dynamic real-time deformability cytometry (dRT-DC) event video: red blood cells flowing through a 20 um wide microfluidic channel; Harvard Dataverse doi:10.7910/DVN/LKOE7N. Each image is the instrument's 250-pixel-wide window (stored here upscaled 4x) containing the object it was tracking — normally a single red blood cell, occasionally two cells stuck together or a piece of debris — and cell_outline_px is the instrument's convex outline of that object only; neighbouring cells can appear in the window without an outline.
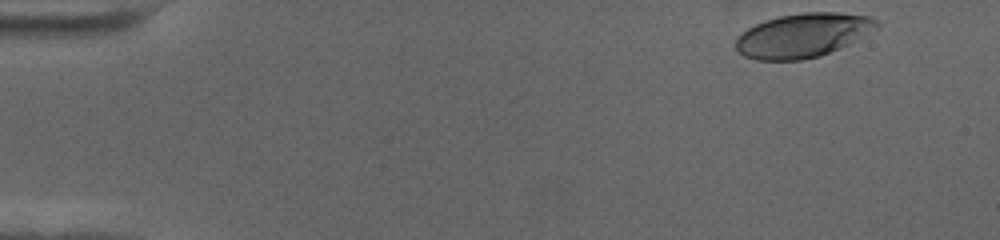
{"species": "human", "species_latin": "Homo sapiens", "temperature_condition": "cold", "stored_images_in_passage": 55, "camera_frame_rate_fps": 3000, "um_per_image_px": 0.085, "donor": {"sex": "female"}, "frame": {"image": 1, "passage_image": 1, "time_ms": 0.0, "image_size_px": [1000, 240], "cell_outline_px": [[880, 28], [840, 48], [820, 56], [800, 60], [756, 60], [744, 56], [736, 52], [736, 40], [748, 28], [764, 20], [780, 16], [804, 12], [836, 12], [868, 16], [880, 20]], "centroid_in_image_um": [68.28, 3.0], "position_along_channel_um": 16.7, "area_um2": 36.3}}
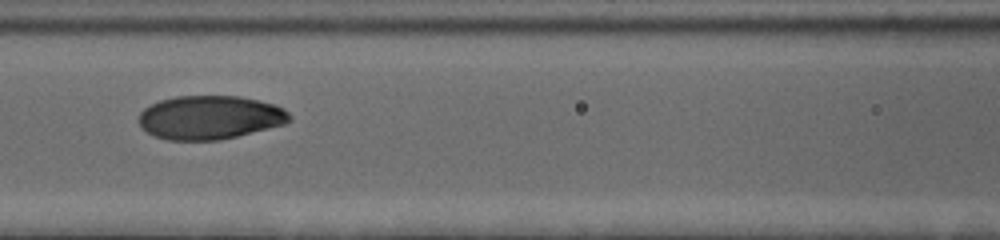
{"frame": {"image": 2, "passage_image": 23, "time_ms": 7.333, "image_size_px": [1000, 240], "cell_outline_px": [[292, 120], [284, 124], [236, 136], [216, 140], [168, 140], [156, 136], [148, 132], [140, 124], [140, 112], [144, 108], [160, 100], [176, 96], [240, 96], [260, 100], [284, 108], [292, 116]], "centroid_in_image_um": [17.87, 9.97], "position_along_channel_um": 148.7, "area_um2": 38.15}}
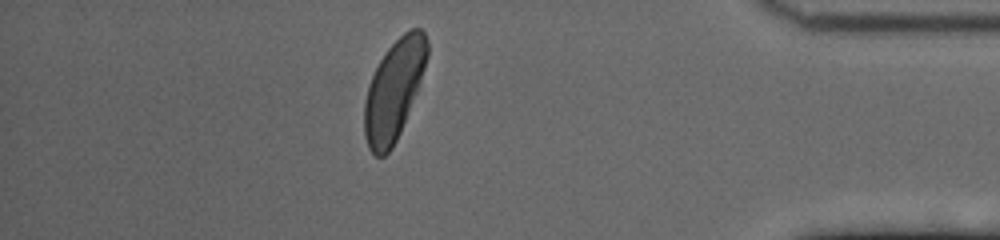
{"frame": {"image": 3, "passage_image": 48, "time_ms": 15.667, "image_size_px": [1000, 240], "cell_outline_px": [[428, 56], [416, 92], [400, 132], [392, 148], [384, 156], [376, 156], [368, 148], [364, 136], [364, 100], [368, 84], [380, 60], [388, 48], [404, 32], [412, 28], [420, 28], [424, 32], [428, 40]], "centroid_in_image_um": [33.46, 7.66], "position_along_channel_um": 401.7, "area_um2": 36.24}, "authors_computed_cell_mechanics": {"area_um2": 38.148, "velocity_mm_per_s": 3.4359, "shape_relaxation_time_tau1_ms": 2.7578, "shape_relaxation_time_tau2_ms": null, "deformation_change_tau1": 0.1455, "deformation_change_tau2": null}}